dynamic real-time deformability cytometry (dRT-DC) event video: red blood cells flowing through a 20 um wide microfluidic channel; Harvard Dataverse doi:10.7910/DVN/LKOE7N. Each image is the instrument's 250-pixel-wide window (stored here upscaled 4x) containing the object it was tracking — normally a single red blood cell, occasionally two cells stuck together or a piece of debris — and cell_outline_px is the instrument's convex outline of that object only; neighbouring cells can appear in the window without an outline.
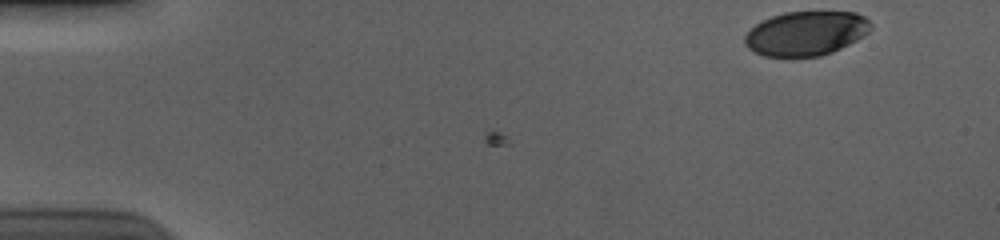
{"species": "human", "species_latin": "Homo sapiens", "temperature_condition": "cold", "stored_images_in_passage": 45, "camera_frame_rate_fps": 3000, "um_per_image_px": 0.085, "donor": {"sex": "male"}, "frame": {"image": 1, "passage_image": 1, "time_ms": 0.0, "image_size_px": [1000, 240], "cell_outline_px": [[872, 28], [864, 36], [832, 52], [820, 56], [792, 60], [764, 56], [748, 48], [744, 44], [744, 36], [756, 24], [772, 16], [784, 12], [856, 12], [864, 16], [872, 24]], "centroid_in_image_um": [68.49, 2.88], "position_along_channel_um": 16.5, "area_um2": 33.18}}
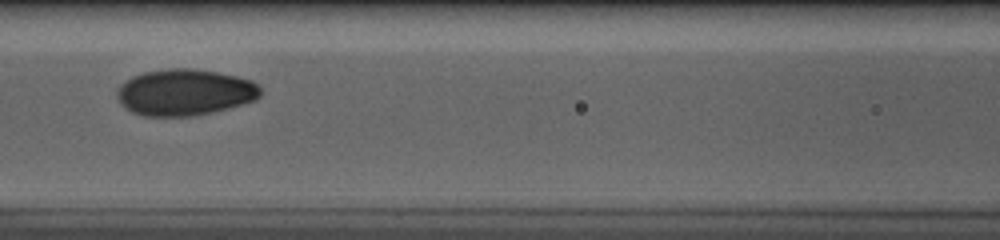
{"frame": {"image": 2, "passage_image": 22, "time_ms": 7.0, "image_size_px": [1000, 240], "cell_outline_px": [[260, 96], [256, 100], [228, 108], [212, 112], [192, 116], [144, 116], [132, 112], [124, 108], [120, 104], [116, 96], [116, 92], [120, 84], [132, 76], [144, 72], [168, 68], [192, 68], [216, 72], [236, 76], [252, 80], [260, 88]], "centroid_in_image_um": [15.67, 7.85], "position_along_channel_um": 150.9, "area_um2": 38.96}}
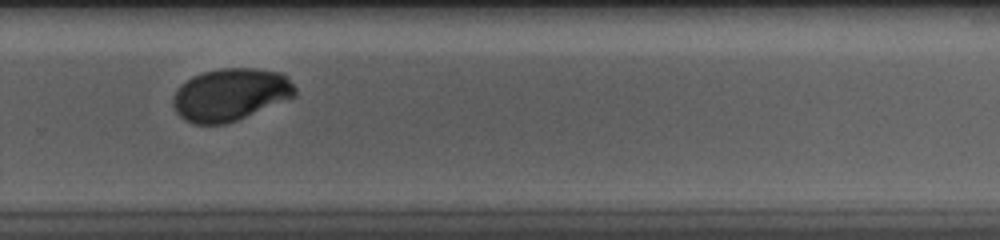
{"frame": {"image": 3, "passage_image": 35, "time_ms": 11.333, "image_size_px": [1000, 240], "cell_outline_px": [[296, 92], [292, 96], [236, 120], [224, 124], [192, 124], [184, 120], [176, 112], [172, 104], [172, 100], [176, 88], [180, 84], [192, 76], [204, 72], [220, 68], [256, 68], [284, 72], [296, 88]], "centroid_in_image_um": [19.53, 8.01], "position_along_channel_um": 310.3, "area_um2": 37.11}, "authors_computed_cell_mechanics": {"area_um2": 37.0498, "velocity_mm_per_s": 3.6923, "shape_relaxation_time_tau1_ms": 4.3338, "shape_relaxation_time_tau2_ms": null, "deformation_change_tau1": 0.1664, "deformation_change_tau2": null}}